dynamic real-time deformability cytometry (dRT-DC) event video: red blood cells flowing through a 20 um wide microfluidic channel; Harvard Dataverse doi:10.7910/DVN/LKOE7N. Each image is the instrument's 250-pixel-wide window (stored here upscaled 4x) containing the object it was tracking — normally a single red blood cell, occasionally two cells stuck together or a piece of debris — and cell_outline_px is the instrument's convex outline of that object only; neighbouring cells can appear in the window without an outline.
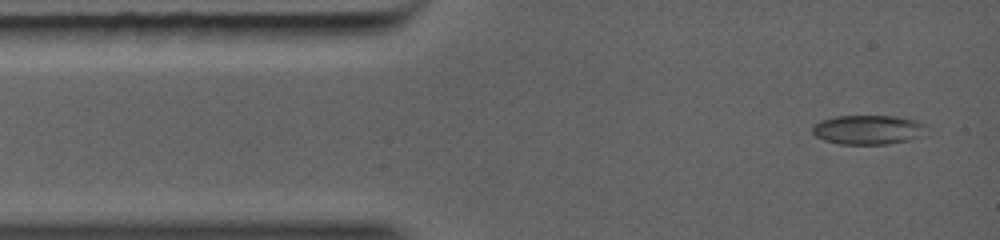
{"species": "common noctule bat (a hibernating species)", "species_latin": "Nyctalus noctula", "temperature_condition": "warm", "stored_images_in_passage": 3, "camera_frame_rate_fps": 5000, "um_per_image_px": 0.085, "animal": {"sex": "female", "body_mass_g": 19.0, "forearm_length_mm": 56.7}, "frame": {"image": 1, "passage_image": 1, "time_ms": 0.0, "image_size_px": [1000, 240], "cell_outline_px": [[932, 128], [908, 140], [888, 144], [840, 144], [824, 140], [816, 136], [812, 132], [812, 124], [820, 120], [836, 116], [896, 116], [916, 120], [928, 124]], "centroid_in_image_um": [73.8, 11.01], "position_along_channel_um": 11.2, "area_um2": 19.71}}
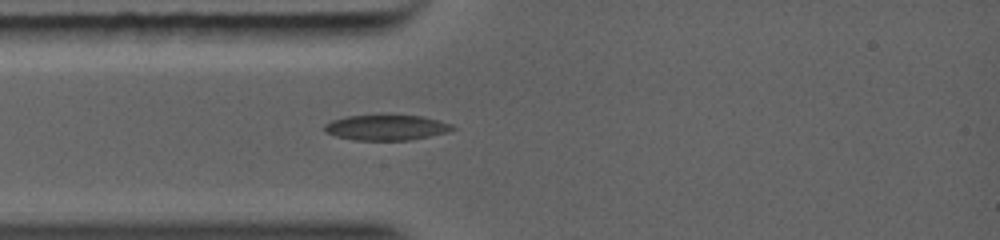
{"frame": {"image": 2, "passage_image": 3, "time_ms": 2.0, "image_size_px": [1000, 240], "cell_outline_px": [[456, 128], [448, 132], [408, 140], [352, 140], [336, 136], [324, 132], [324, 124], [332, 120], [348, 116], [424, 116], [452, 124]], "centroid_in_image_um": [32.82, 10.85], "position_along_channel_um": 52.2, "area_um2": 18.73}}